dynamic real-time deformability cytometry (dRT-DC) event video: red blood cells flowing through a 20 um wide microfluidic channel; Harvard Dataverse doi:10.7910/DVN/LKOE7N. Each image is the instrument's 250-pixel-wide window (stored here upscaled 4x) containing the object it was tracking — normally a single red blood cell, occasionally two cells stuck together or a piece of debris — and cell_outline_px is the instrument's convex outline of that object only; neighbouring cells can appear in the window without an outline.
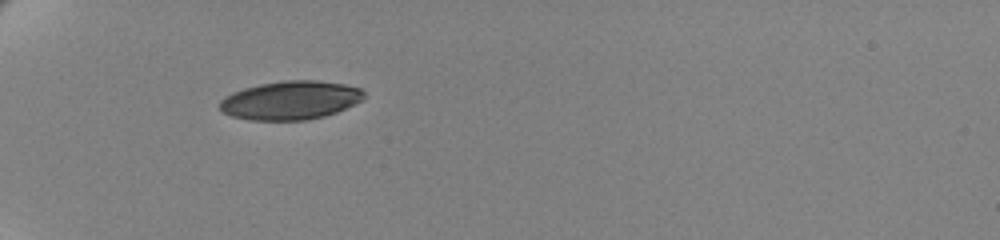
{"species": "human", "species_latin": "Homo sapiens", "temperature_condition": "cold", "stored_images_in_passage": 40, "camera_frame_rate_fps": 3000, "um_per_image_px": 0.085, "donor": {"sex": "female"}, "frame": {"image": 1, "passage_image": 1, "time_ms": 0.0, "image_size_px": [1000, 240], "cell_outline_px": [[364, 100], [336, 112], [324, 116], [308, 120], [248, 120], [232, 116], [224, 112], [220, 108], [220, 100], [224, 96], [232, 92], [244, 88], [260, 84], [284, 80], [316, 80], [344, 84], [360, 88], [364, 92]], "centroid_in_image_um": [24.69, 8.52], "position_along_channel_um": 60.3, "area_um2": 32.54}}
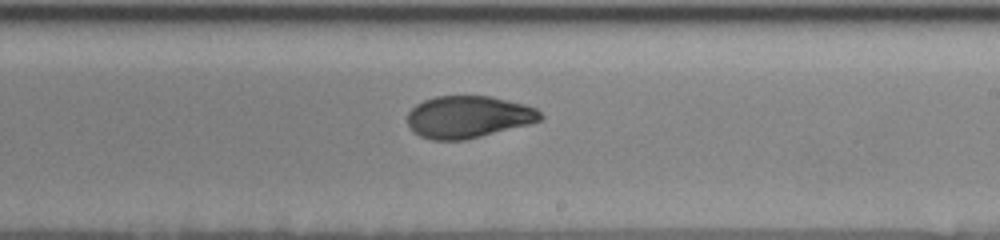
{"frame": {"image": 2, "passage_image": 19, "time_ms": 6.0, "image_size_px": [1000, 240], "cell_outline_px": [[544, 116], [540, 120], [528, 124], [464, 140], [432, 140], [420, 136], [412, 132], [408, 124], [408, 112], [416, 104], [424, 100], [436, 96], [492, 96], [524, 104], [536, 108]], "centroid_in_image_um": [39.78, 9.93], "position_along_channel_um": 249.2, "area_um2": 32.54}}
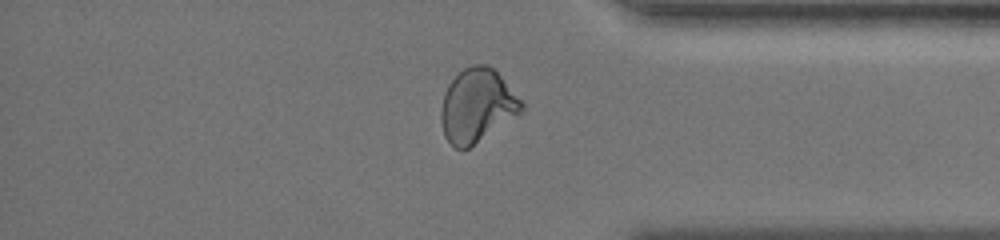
{"frame": {"image": 3, "passage_image": 32, "time_ms": 10.333, "image_size_px": [1000, 240], "cell_outline_px": [[524, 112], [468, 148], [456, 148], [444, 136], [440, 120], [440, 108], [444, 92], [448, 84], [464, 68], [472, 64], [484, 64], [492, 68], [500, 76], [524, 104]], "centroid_in_image_um": [40.54, 8.98], "position_along_channel_um": 394.7, "area_um2": 34.28}, "authors_computed_cell_mechanics": {"area_um2": 33.4084, "velocity_mm_per_s": 3.468, "shape_relaxation_time_tau1_ms": 5.1014, "shape_relaxation_time_tau2_ms": 2.0152, "deformation_change_tau1": 0.1567, "deformation_change_tau2": 0.069}}